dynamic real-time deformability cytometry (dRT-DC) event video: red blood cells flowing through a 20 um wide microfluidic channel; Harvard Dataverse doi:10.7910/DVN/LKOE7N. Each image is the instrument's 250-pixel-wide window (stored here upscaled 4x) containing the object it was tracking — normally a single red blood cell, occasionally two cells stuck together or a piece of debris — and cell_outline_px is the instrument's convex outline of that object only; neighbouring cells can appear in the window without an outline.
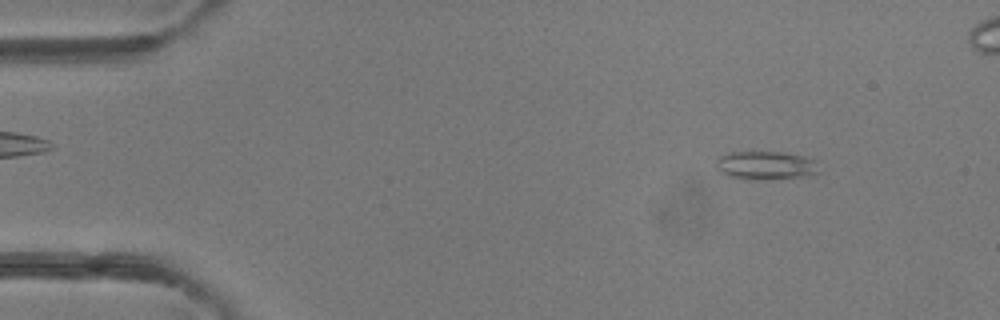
{"species": "common noctule bat (a hibernating species)", "species_latin": "Nyctalus noctula", "temperature_condition": "room temperature", "stored_images_in_passage": 5, "camera_frame_rate_fps": 3000, "um_per_image_px": 0.085, "animal": {"sex": "female"}, "frame": {"image": 1, "passage_image": 5, "time_ms": 1.333, "image_size_px": [1000, 320], "cell_outline_px": [[820, 172], [800, 176], [760, 180], [752, 180], [728, 176], [720, 172], [716, 168], [716, 160], [720, 156], [732, 152], [784, 152], [804, 156], [816, 160]], "centroid_in_image_um": [65.07, 14.05], "position_along_channel_um": 19.9, "area_um2": 17.05}}